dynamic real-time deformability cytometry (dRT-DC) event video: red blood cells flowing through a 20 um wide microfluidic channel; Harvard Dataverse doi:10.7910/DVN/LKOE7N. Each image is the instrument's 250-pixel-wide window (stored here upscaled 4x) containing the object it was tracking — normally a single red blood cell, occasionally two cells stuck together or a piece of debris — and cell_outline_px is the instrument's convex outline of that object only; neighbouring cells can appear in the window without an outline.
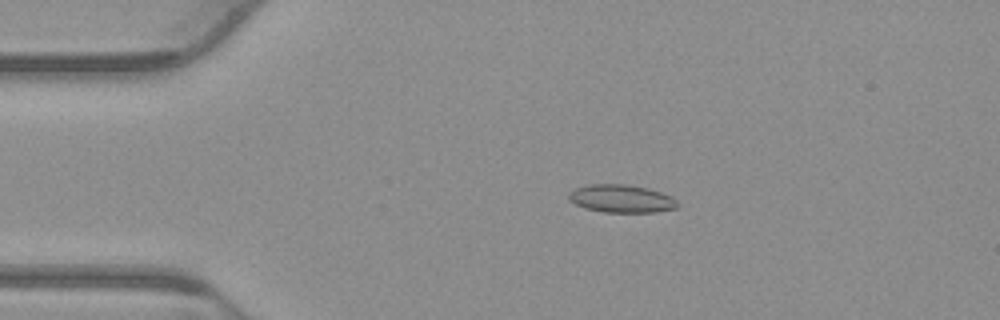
{"species": "common noctule bat (a hibernating species)", "species_latin": "Nyctalus noctula", "temperature_condition": "warm", "stored_images_in_passage": 54, "camera_frame_rate_fps": 3000, "um_per_image_px": 0.085, "animal": {"sex": "male", "body_mass_g": 23.1, "forearm_length_mm": 52.7}, "frame": {"image": 1, "passage_image": 11, "time_ms": 3.333, "image_size_px": [1000, 320], "cell_outline_px": [[680, 204], [676, 208], [656, 212], [604, 212], [584, 208], [568, 200], [568, 192], [576, 188], [588, 184], [624, 184], [648, 188], [672, 196]], "centroid_in_image_um": [52.81, 16.88], "position_along_channel_um": 32.2, "area_um2": 17.8}}
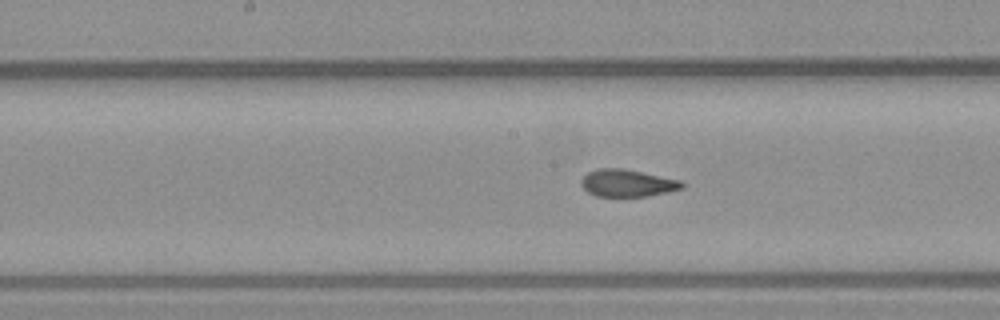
{"frame": {"image": 2, "passage_image": 27, "time_ms": 8.667, "image_size_px": [1000, 320], "cell_outline_px": [[684, 188], [668, 192], [648, 196], [596, 196], [588, 192], [580, 184], [580, 180], [588, 172], [600, 168], [624, 168], [680, 180], [684, 184]], "centroid_in_image_um": [53.33, 15.56], "position_along_channel_um": 194.9, "area_um2": 16.01}}
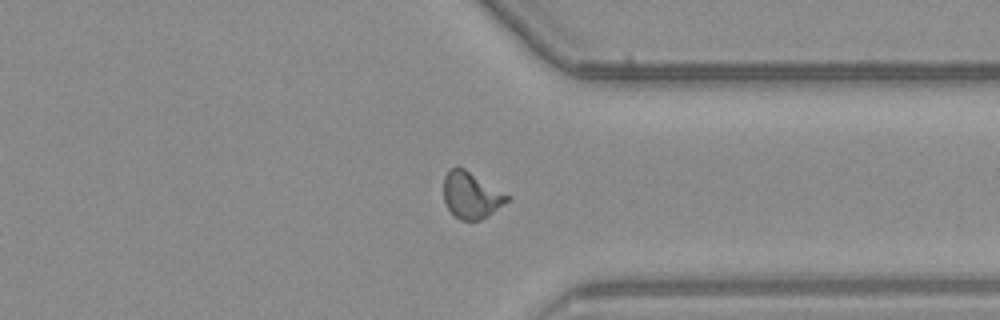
{"frame": {"image": 3, "passage_image": 41, "time_ms": 13.333, "image_size_px": [1000, 320], "cell_outline_px": [[512, 200], [488, 216], [480, 220], [460, 220], [448, 208], [444, 200], [444, 176], [456, 164], [464, 168], [512, 196]], "centroid_in_image_um": [40.11, 16.58], "position_along_channel_um": 371.3, "area_um2": 17.46}, "authors_computed_cell_mechanics": {"area_um2": 16.8198, "velocity_mm_per_s": 3.8438, "shape_relaxation_time_tau1_ms": 6.6255, "shape_relaxation_time_tau2_ms": 0.8219, "deformation_change_tau1": 0.1814, "deformation_change_tau2": 0.063}}